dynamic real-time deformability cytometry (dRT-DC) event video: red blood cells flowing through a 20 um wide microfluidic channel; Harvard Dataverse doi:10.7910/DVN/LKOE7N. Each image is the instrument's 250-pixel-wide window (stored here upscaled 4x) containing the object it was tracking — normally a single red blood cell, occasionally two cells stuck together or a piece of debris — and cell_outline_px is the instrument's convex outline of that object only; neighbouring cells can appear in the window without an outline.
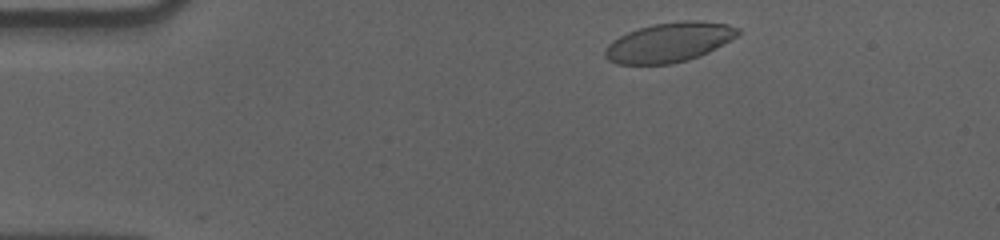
{"species": "human", "species_latin": "Homo sapiens", "temperature_condition": "cold", "stored_images_in_passage": 51, "camera_frame_rate_fps": 3000, "um_per_image_px": 0.085, "donor": {"sex": "male"}, "frame": {"image": 1, "passage_image": 3, "time_ms": 0.667, "image_size_px": [1000, 240], "cell_outline_px": [[740, 32], [736, 36], [708, 52], [700, 56], [688, 60], [672, 64], [616, 64], [608, 60], [604, 56], [604, 48], [612, 40], [628, 32], [652, 24], [680, 20], [696, 20], [728, 24], [740, 28]], "centroid_in_image_um": [56.85, 3.6], "position_along_channel_um": 28.1, "area_um2": 30.69}}
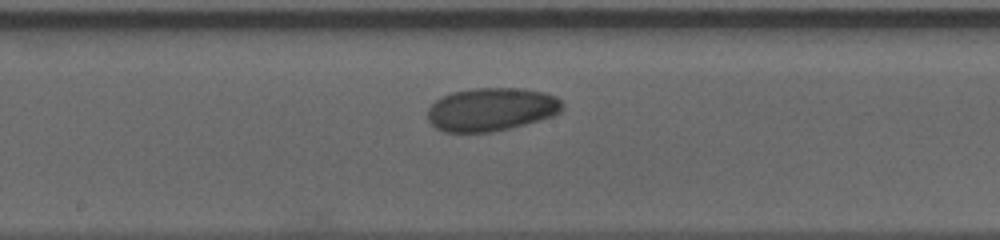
{"frame": {"image": 2, "passage_image": 24, "time_ms": 7.667, "image_size_px": [1000, 240], "cell_outline_px": [[564, 108], [560, 112], [552, 116], [540, 120], [492, 132], [444, 132], [436, 128], [428, 120], [428, 108], [440, 96], [452, 92], [472, 88], [524, 88], [544, 92], [556, 96], [564, 104]], "centroid_in_image_um": [41.76, 9.28], "position_along_channel_um": 206.4, "area_um2": 34.16}}
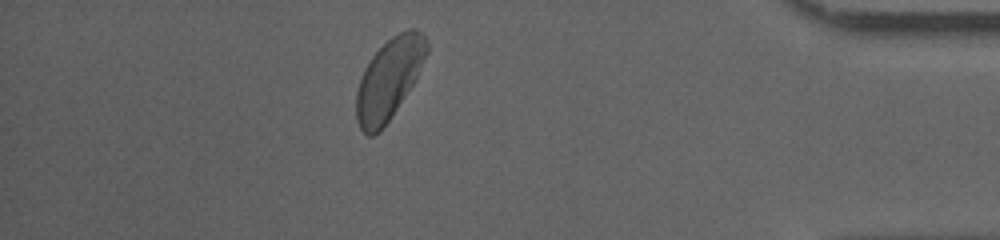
{"frame": {"image": 3, "passage_image": 44, "time_ms": 14.333, "image_size_px": [1000, 240], "cell_outline_px": [[428, 52], [416, 80], [380, 132], [372, 136], [368, 136], [360, 128], [356, 120], [356, 92], [364, 68], [372, 56], [392, 36], [408, 28], [416, 28], [428, 40]], "centroid_in_image_um": [33.08, 6.71], "position_along_channel_um": 402.1, "area_um2": 33.06}, "authors_computed_cell_mechanics": {"area_um2": 33.1194, "velocity_mm_per_s": 3.5289, "shape_relaxation_time_tau1_ms": 4.5292, "shape_relaxation_time_tau2_ms": null, "deformation_change_tau1": 0.1359, "deformation_change_tau2": null}}